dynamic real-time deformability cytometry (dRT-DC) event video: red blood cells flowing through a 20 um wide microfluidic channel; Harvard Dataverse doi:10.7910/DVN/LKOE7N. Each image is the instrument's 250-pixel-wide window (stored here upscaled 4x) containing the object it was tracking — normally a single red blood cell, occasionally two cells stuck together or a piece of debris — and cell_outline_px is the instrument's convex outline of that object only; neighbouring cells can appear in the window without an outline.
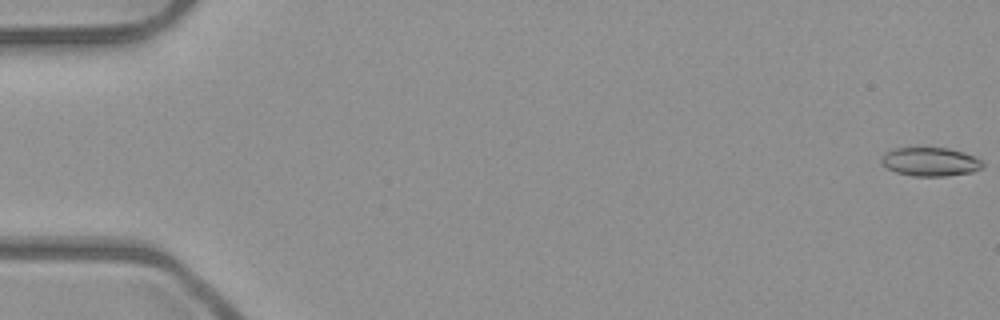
{"species": "common noctule bat (a hibernating species)", "species_latin": "Nyctalus noctula", "temperature_condition": "room temperature", "stored_images_in_passage": 8, "camera_frame_rate_fps": 3000, "um_per_image_px": 0.085, "animal": {"sex": "male", "body_mass_g": 23.1, "forearm_length_mm": 52.7}, "frame": {"image": 1, "passage_image": 1, "time_ms": 0.0, "image_size_px": [1000, 320], "cell_outline_px": [[984, 168], [972, 172], [948, 176], [912, 176], [896, 172], [888, 168], [880, 160], [884, 152], [896, 148], [948, 148], [964, 152], [976, 156], [984, 164]], "centroid_in_image_um": [79.11, 13.75], "position_along_channel_um": 5.9, "area_um2": 17.05}}
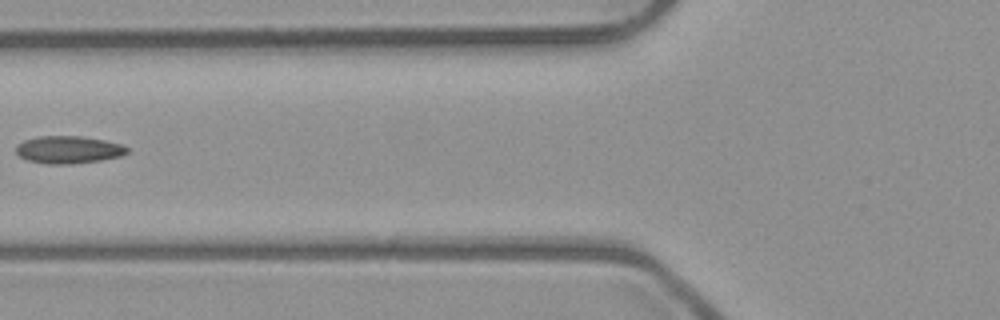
{"frame": {"image": 2, "passage_image": 7, "time_ms": 2.0, "image_size_px": [1000, 320], "cell_outline_px": [[128, 152], [120, 156], [100, 160], [72, 164], [44, 164], [28, 160], [20, 156], [16, 152], [16, 144], [24, 140], [40, 136], [80, 136], [104, 140], [120, 144], [128, 148]], "centroid_in_image_um": [5.79, 12.73], "position_along_channel_um": 120.0, "area_um2": 17.74}}
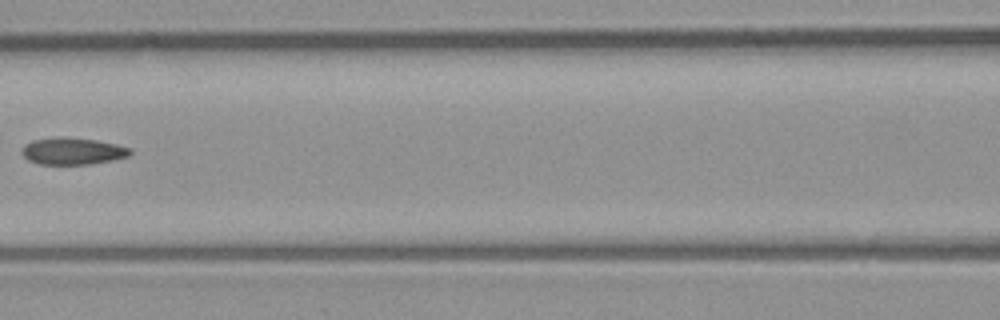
{"frame": {"image": 3, "passage_image": 8, "time_ms": 2.333, "image_size_px": [1000, 320], "cell_outline_px": [[132, 152], [128, 156], [112, 160], [92, 164], [40, 164], [28, 160], [20, 152], [24, 144], [32, 140], [96, 140], [116, 144], [132, 148]], "centroid_in_image_um": [6.2, 12.9], "position_along_channel_um": 160.4, "area_um2": 16.18}}